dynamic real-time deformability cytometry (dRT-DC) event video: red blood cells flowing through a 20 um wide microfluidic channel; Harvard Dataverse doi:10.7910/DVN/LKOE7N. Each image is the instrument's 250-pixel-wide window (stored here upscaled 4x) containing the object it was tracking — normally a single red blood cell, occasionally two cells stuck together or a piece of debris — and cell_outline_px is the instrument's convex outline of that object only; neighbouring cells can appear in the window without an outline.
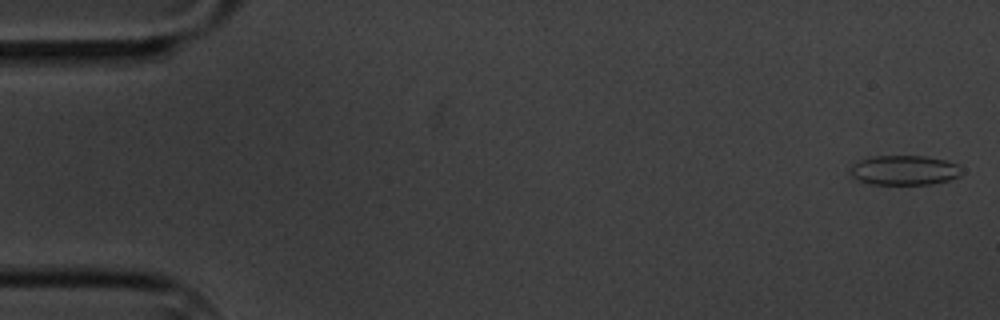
{"species": "common noctule bat (a hibernating species)", "species_latin": "Nyctalus noctula", "temperature_condition": "cold", "stored_images_in_passage": 9, "camera_frame_rate_fps": 3000, "um_per_image_px": 0.085, "animal": {"sex": "male", "body_mass_g": 20.1, "forearm_length_mm": 53.5}, "frame": {"image": 1, "passage_image": 1, "time_ms": 0.0, "image_size_px": [1000, 320], "cell_outline_px": [[964, 172], [960, 176], [948, 180], [932, 184], [872, 184], [860, 180], [852, 176], [848, 172], [848, 168], [852, 164], [860, 160], [872, 156], [928, 156], [948, 160], [956, 164]], "centroid_in_image_um": [76.87, 14.46], "position_along_channel_um": 8.1, "area_um2": 19.48}}
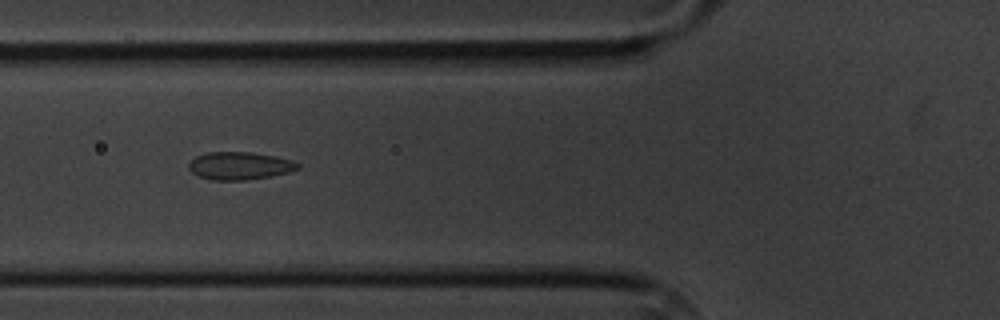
{"frame": {"image": 2, "passage_image": 7, "time_ms": 6.667, "image_size_px": [1000, 320], "cell_outline_px": [[300, 168], [288, 172], [272, 176], [248, 180], [212, 180], [200, 176], [192, 172], [188, 168], [188, 164], [196, 156], [208, 152], [252, 152], [276, 156], [292, 160], [300, 164]], "centroid_in_image_um": [20.4, 14.09], "position_along_channel_um": 105.4, "area_um2": 17.69}}
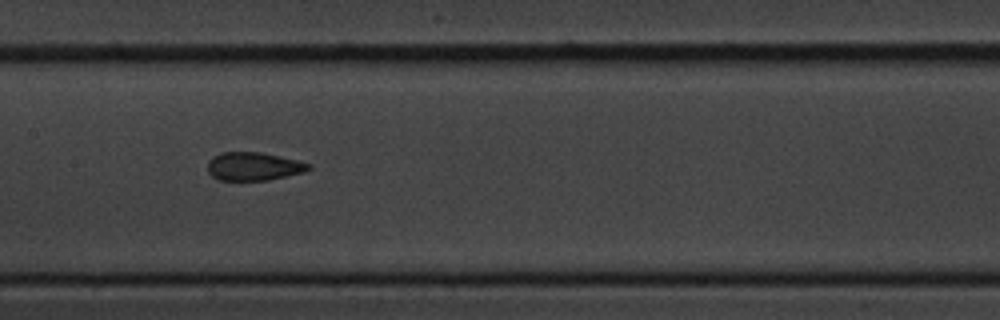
{"frame": {"image": 3, "passage_image": 9, "time_ms": 9.0, "image_size_px": [1000, 320], "cell_outline_px": [[312, 168], [304, 172], [268, 180], [220, 180], [212, 176], [208, 172], [208, 160], [212, 156], [220, 152], [260, 152], [296, 160], [312, 164]], "centroid_in_image_um": [21.54, 14.14], "position_along_channel_um": 185.9, "area_um2": 16.65}}